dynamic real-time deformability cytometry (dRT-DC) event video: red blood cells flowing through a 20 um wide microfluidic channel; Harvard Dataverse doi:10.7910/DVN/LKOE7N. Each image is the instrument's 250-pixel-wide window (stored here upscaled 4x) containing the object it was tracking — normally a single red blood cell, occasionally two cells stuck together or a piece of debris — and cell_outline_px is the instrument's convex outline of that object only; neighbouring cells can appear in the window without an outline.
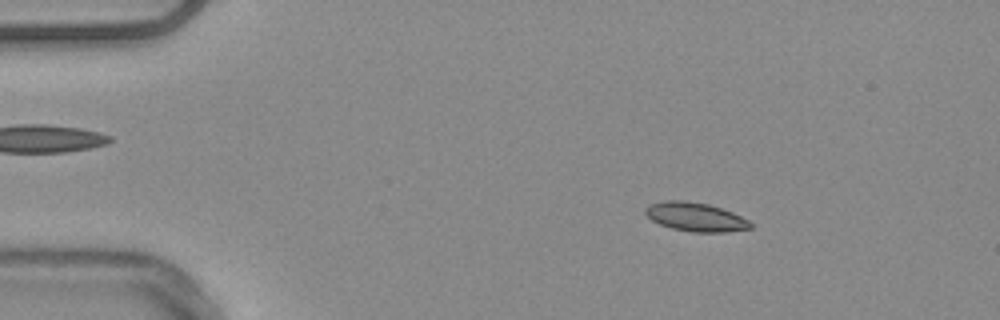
{"species": "common noctule bat (a hibernating species)", "species_latin": "Nyctalus noctula", "temperature_condition": "warm", "stored_images_in_passage": 50, "camera_frame_rate_fps": 3000, "um_per_image_px": 0.085, "animal": {"sex": "male", "body_mass_g": 20.4}, "frame": {"image": 1, "passage_image": 5, "time_ms": 1.333, "image_size_px": [1000, 320], "cell_outline_px": [[752, 228], [728, 232], [692, 232], [672, 228], [660, 224], [652, 220], [644, 212], [644, 208], [648, 204], [668, 200], [684, 200], [708, 204], [732, 212], [748, 220], [752, 224]], "centroid_in_image_um": [59.1, 18.44], "position_along_channel_um": 25.9, "area_um2": 17.63}}
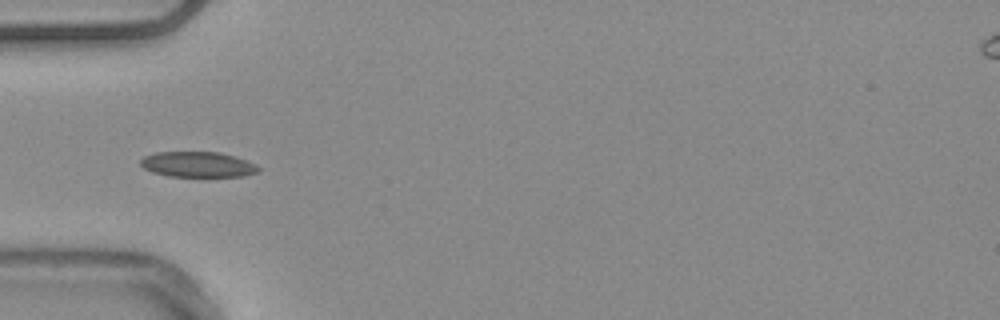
{"frame": {"image": 2, "passage_image": 14, "time_ms": 4.333, "image_size_px": [1000, 320], "cell_outline_px": [[260, 172], [244, 176], [168, 176], [152, 172], [144, 168], [140, 164], [140, 160], [144, 156], [156, 152], [220, 152], [256, 164], [260, 168]], "centroid_in_image_um": [16.8, 13.98], "position_along_channel_um": 68.2, "area_um2": 17.4}}
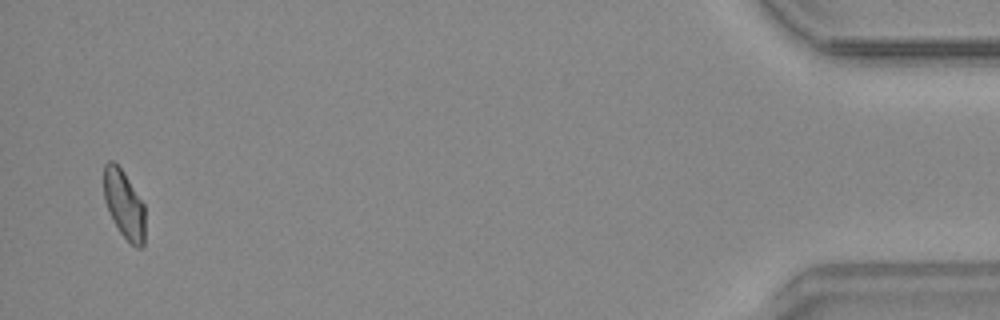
{"frame": {"image": 3, "passage_image": 49, "time_ms": 16.0, "image_size_px": [1000, 320], "cell_outline_px": [[144, 248], [136, 248], [120, 232], [112, 220], [104, 200], [104, 164], [108, 160], [112, 160], [124, 172], [144, 204]], "centroid_in_image_um": [10.54, 17.38], "position_along_channel_um": 424.7, "area_um2": 16.42}, "authors_computed_cell_mechanics": {"area_um2": 17.2244, "velocity_mm_per_s": 3.7662, "shape_relaxation_time_tau1_ms": null, "shape_relaxation_time_tau2_ms": 3.3924, "deformation_change_tau1": null, "deformation_change_tau2": 0.0618}}